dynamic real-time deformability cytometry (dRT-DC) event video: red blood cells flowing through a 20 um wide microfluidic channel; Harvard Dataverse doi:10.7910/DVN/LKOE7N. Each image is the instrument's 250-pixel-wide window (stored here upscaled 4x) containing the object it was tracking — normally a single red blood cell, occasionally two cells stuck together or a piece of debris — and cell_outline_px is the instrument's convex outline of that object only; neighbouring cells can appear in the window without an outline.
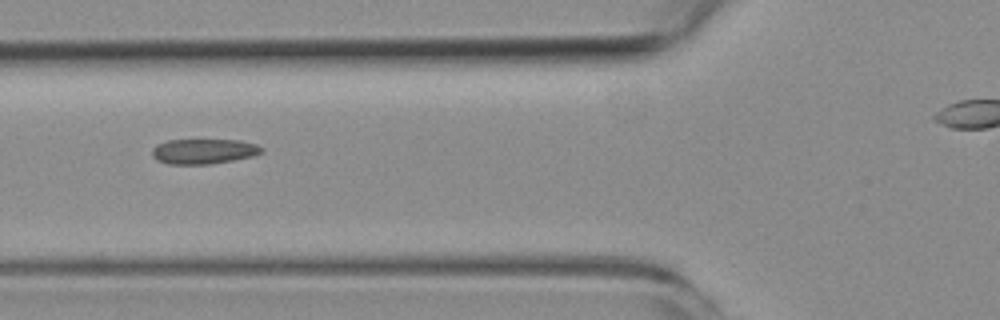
{"species": "common noctule bat (a hibernating species)", "species_latin": "Nyctalus noctula", "temperature_condition": "room temperature", "stored_images_in_passage": 8, "camera_frame_rate_fps": 3000, "um_per_image_px": 0.085, "animal": {"sex": "female", "body_mass_g": 19.3, "forearm_length_mm": 54.1}, "frame": {"image": 1, "passage_image": 6, "time_ms": 5.667, "image_size_px": [1000, 320], "cell_outline_px": [[264, 152], [252, 156], [212, 164], [168, 164], [156, 160], [152, 156], [152, 148], [156, 144], [168, 140], [240, 140], [256, 144], [264, 148]], "centroid_in_image_um": [17.3, 12.86], "position_along_channel_um": 108.5, "area_um2": 16.13}}
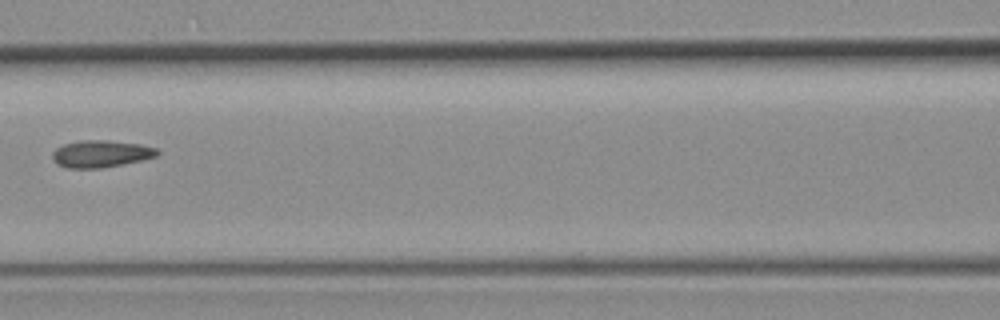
{"frame": {"image": 2, "passage_image": 7, "time_ms": 7.0, "image_size_px": [1000, 320], "cell_outline_px": [[160, 152], [156, 156], [140, 160], [100, 168], [68, 168], [56, 164], [52, 160], [52, 152], [56, 148], [64, 144], [80, 140], [108, 140], [140, 144], [156, 148]], "centroid_in_image_um": [8.53, 13.06], "position_along_channel_um": 158.1, "area_um2": 16.47}}
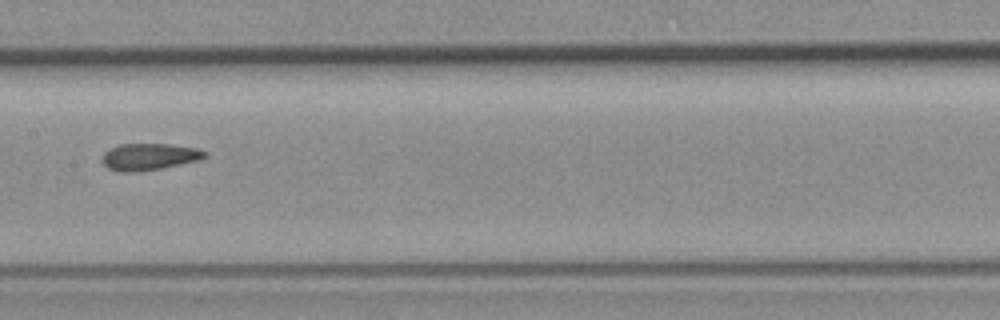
{"frame": {"image": 3, "passage_image": 8, "time_ms": 8.0, "image_size_px": [1000, 320], "cell_outline_px": [[204, 156], [200, 160], [160, 168], [136, 172], [120, 172], [108, 168], [100, 160], [100, 156], [108, 148], [120, 144], [168, 144], [196, 148], [204, 152]], "centroid_in_image_um": [12.58, 13.32], "position_along_channel_um": 194.8, "area_um2": 15.95}}